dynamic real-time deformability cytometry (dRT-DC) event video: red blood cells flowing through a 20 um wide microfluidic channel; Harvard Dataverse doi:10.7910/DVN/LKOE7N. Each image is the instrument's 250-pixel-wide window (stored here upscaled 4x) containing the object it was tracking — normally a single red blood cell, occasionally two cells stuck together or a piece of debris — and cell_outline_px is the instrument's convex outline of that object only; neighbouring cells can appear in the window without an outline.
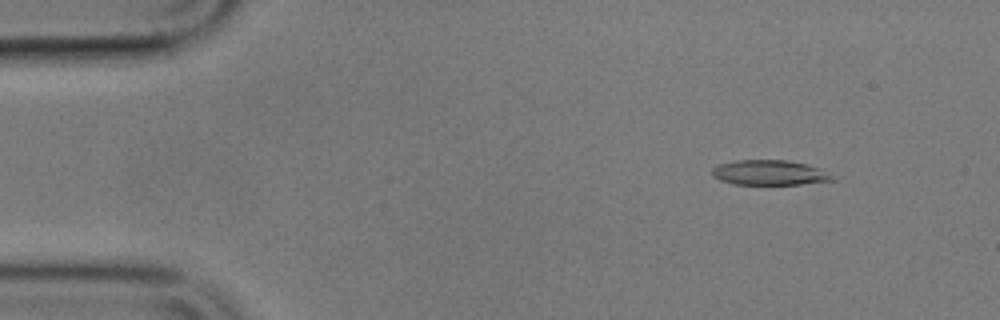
{"species": "common noctule bat (a hibernating species)", "species_latin": "Nyctalus noctula", "temperature_condition": "cold", "stored_images_in_passage": 5, "camera_frame_rate_fps": 3000, "um_per_image_px": 0.085, "animal": {"sex": "male", "body_mass_g": 17.9}, "frame": {"image": 1, "passage_image": 2, "time_ms": 1.333, "image_size_px": [1000, 320], "cell_outline_px": [[836, 180], [800, 184], [732, 184], [720, 180], [712, 176], [712, 168], [720, 164], [736, 160], [788, 160], [808, 164], [820, 168], [832, 176]], "centroid_in_image_um": [65.4, 14.67], "position_along_channel_um": 19.6, "area_um2": 17.51}}
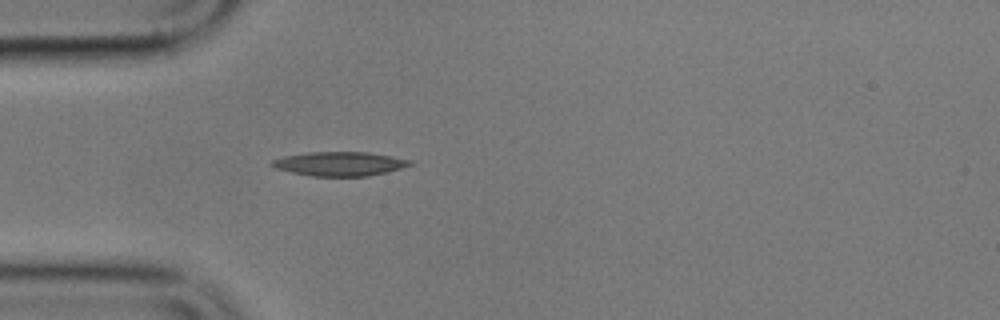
{"frame": {"image": 2, "passage_image": 5, "time_ms": 4.667, "image_size_px": [1000, 320], "cell_outline_px": [[412, 164], [388, 172], [368, 176], [312, 176], [292, 172], [276, 168], [268, 164], [272, 160], [284, 156], [308, 152], [368, 152], [412, 160]], "centroid_in_image_um": [28.85, 13.92], "position_along_channel_um": 56.1, "area_um2": 19.31}}